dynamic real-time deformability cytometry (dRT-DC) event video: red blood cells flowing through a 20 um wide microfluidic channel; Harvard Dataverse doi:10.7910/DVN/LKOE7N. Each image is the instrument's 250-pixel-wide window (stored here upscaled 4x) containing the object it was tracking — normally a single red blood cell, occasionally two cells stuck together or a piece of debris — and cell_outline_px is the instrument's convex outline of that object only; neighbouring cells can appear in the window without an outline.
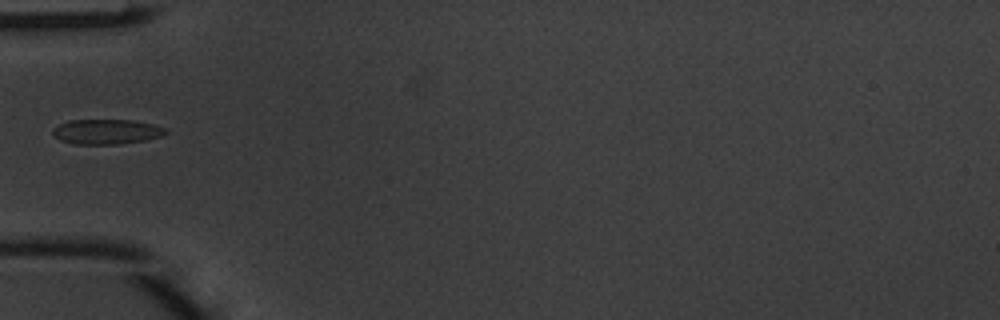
{"species": "common noctule bat (a hibernating species)", "species_latin": "Nyctalus noctula", "temperature_condition": "warm", "stored_images_in_passage": 4, "camera_frame_rate_fps": 3000, "um_per_image_px": 0.085, "animal": {"sex": "male", "body_mass_g": 20.1, "forearm_length_mm": 53.5}, "frame": {"image": 1, "passage_image": 4, "time_ms": 1.0, "image_size_px": [1000, 320], "cell_outline_px": [[168, 132], [160, 136], [144, 140], [116, 144], [76, 144], [60, 140], [52, 132], [52, 128], [68, 120], [132, 120], [152, 124], [168, 128]], "centroid_in_image_um": [9.05, 11.18], "position_along_channel_um": 75.9, "area_um2": 16.3}}